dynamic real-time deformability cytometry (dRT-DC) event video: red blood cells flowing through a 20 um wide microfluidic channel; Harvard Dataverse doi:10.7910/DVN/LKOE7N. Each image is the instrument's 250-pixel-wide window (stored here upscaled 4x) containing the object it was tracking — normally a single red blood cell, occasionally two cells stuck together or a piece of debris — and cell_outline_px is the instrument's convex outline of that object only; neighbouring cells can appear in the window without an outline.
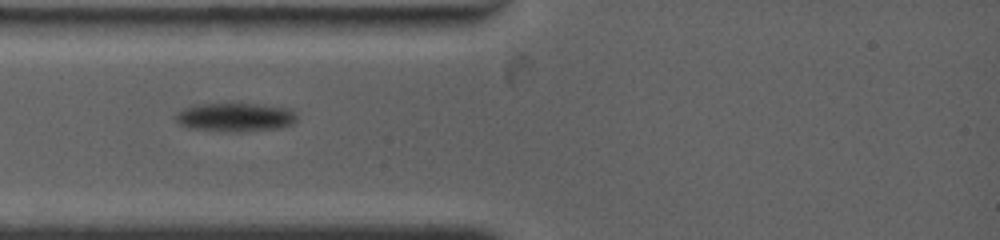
{"species": "common noctule bat (a hibernating species)", "species_latin": "Nyctalus noctula", "temperature_condition": "warm", "stored_images_in_passage": 59, "camera_frame_rate_fps": 4500, "um_per_image_px": 0.085, "animal": {"sex": "female", "body_mass_g": 19.0, "forearm_length_mm": 53.3}, "frame": {"image": 1, "passage_image": 1, "time_ms": 0.0, "image_size_px": [1000, 240], "cell_outline_px": [[296, 120], [292, 124], [276, 128], [240, 132], [192, 128], [180, 124], [176, 120], [176, 116], [184, 108], [196, 104], [232, 100], [288, 108], [296, 112]], "centroid_in_image_um": [20.01, 9.9], "position_along_channel_um": 65.0, "area_um2": 20.81}}
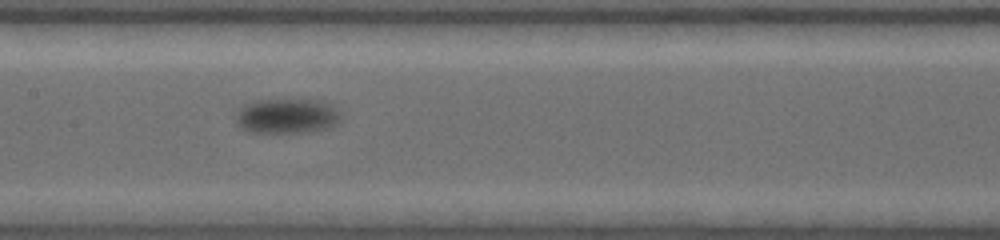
{"frame": {"image": 2, "passage_image": 16, "time_ms": 3.333, "image_size_px": [1000, 240], "cell_outline_px": [[344, 116], [336, 124], [328, 128], [308, 132], [256, 132], [240, 128], [236, 120], [236, 116], [240, 108], [244, 104], [256, 100], [316, 100], [328, 104], [340, 112]], "centroid_in_image_um": [24.41, 9.86], "position_along_channel_um": 183.0, "area_um2": 21.21}}
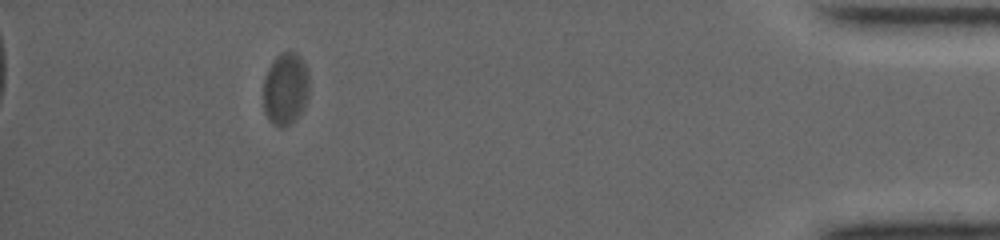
{"frame": {"image": 3, "passage_image": 46, "time_ms": 12.0, "image_size_px": [1000, 240], "cell_outline_px": [[308, 100], [304, 108], [296, 120], [280, 128], [272, 124], [264, 112], [264, 76], [272, 60], [280, 52], [296, 52], [304, 60], [308, 68]], "centroid_in_image_um": [24.28, 7.53], "position_along_channel_um": 410.9, "area_um2": 19.77}}